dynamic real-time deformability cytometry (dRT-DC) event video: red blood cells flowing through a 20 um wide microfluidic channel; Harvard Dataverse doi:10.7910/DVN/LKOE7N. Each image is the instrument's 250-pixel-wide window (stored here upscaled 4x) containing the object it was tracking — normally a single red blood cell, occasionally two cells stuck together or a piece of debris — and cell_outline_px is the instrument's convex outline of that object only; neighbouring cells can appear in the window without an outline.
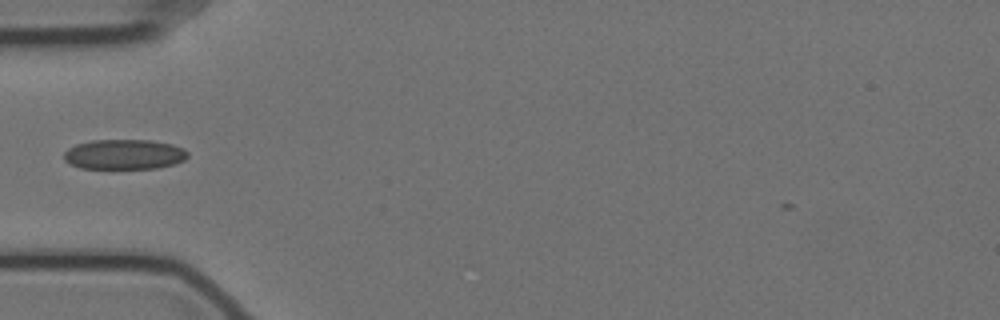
{"species": "Egyptian fruit bat (a non-hibernating species)", "species_latin": "Rousettus aegyptiacus", "temperature_condition": "cold", "stored_images_in_passage": 39, "camera_frame_rate_fps": 3000, "um_per_image_px": 0.085, "animal": {"sex": "female"}, "frame": {"image": 1, "passage_image": 1, "time_ms": 0.0, "image_size_px": [1000, 320], "cell_outline_px": [[188, 156], [184, 160], [176, 164], [156, 168], [80, 168], [68, 164], [64, 160], [64, 152], [68, 148], [76, 144], [92, 140], [152, 140], [172, 144], [184, 148], [188, 152]], "centroid_in_image_um": [10.56, 13.12], "position_along_channel_um": 74.4, "area_um2": 21.85}}
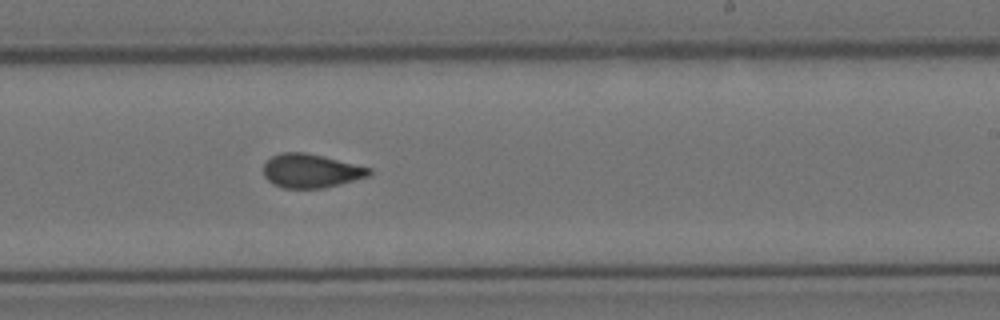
{"frame": {"image": 2, "passage_image": 17, "time_ms": 5.333, "image_size_px": [1000, 320], "cell_outline_px": [[372, 172], [368, 176], [340, 184], [324, 188], [284, 188], [272, 184], [264, 176], [264, 164], [272, 156], [280, 152], [304, 152], [324, 156], [372, 168]], "centroid_in_image_um": [26.43, 14.52], "position_along_channel_um": 262.6, "area_um2": 20.87}}
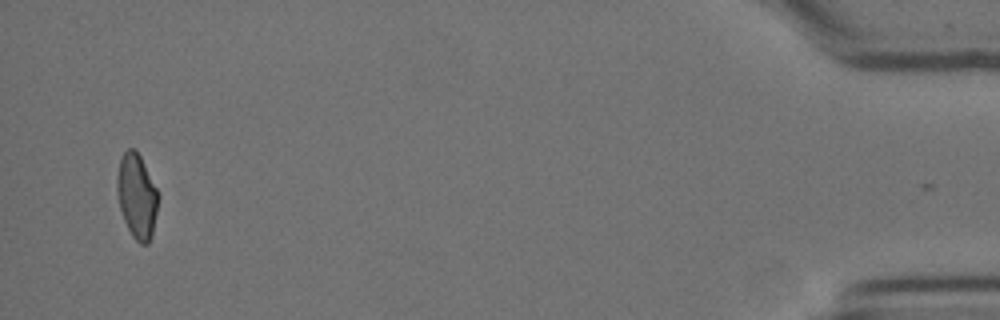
{"frame": {"image": 3, "passage_image": 38, "time_ms": 12.333, "image_size_px": [1000, 320], "cell_outline_px": [[156, 212], [152, 236], [148, 244], [140, 244], [132, 236], [124, 220], [120, 208], [116, 188], [116, 180], [120, 160], [124, 152], [128, 148], [136, 148], [156, 188]], "centroid_in_image_um": [11.6, 16.67], "position_along_channel_um": 423.6, "area_um2": 19.88}}